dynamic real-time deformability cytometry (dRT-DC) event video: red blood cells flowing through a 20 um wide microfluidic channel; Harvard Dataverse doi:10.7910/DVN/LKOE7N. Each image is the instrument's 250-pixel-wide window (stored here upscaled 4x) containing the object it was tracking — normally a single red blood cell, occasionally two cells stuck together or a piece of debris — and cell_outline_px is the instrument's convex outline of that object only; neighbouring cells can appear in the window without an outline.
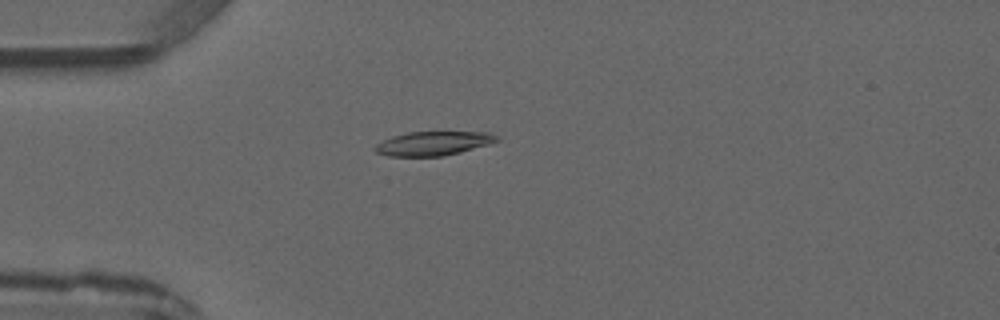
{"species": "common noctule bat (a hibernating species)", "species_latin": "Nyctalus noctula", "temperature_condition": "warm", "stored_images_in_passage": 5, "camera_frame_rate_fps": 3000, "um_per_image_px": 0.085, "animal": {"sex": "male", "forearm_length_mm": 52.5}, "frame": {"image": 1, "passage_image": 4, "time_ms": 3.667, "image_size_px": [1000, 320], "cell_outline_px": [[500, 140], [488, 144], [460, 152], [444, 156], [388, 156], [376, 152], [372, 148], [376, 144], [392, 136], [408, 132], [492, 132], [500, 136]], "centroid_in_image_um": [36.84, 12.18], "position_along_channel_um": 48.2, "area_um2": 17.11}}